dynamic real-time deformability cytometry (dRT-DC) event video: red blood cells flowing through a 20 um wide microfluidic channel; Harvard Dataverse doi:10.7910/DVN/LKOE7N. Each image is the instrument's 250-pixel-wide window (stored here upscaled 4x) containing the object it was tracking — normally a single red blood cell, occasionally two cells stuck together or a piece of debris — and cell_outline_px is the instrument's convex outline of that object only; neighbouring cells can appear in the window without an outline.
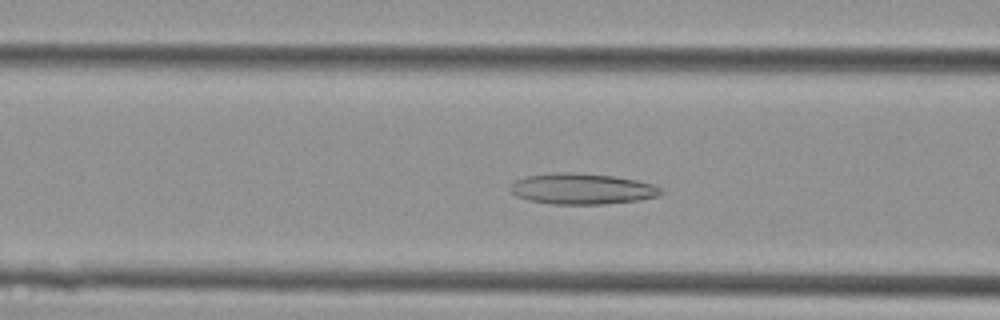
{"species": "Egyptian fruit bat (a non-hibernating species)", "species_latin": "Rousettus aegyptiacus", "temperature_condition": "cold", "stored_images_in_passage": 39, "camera_frame_rate_fps": 3000, "um_per_image_px": 0.085, "animal": {"sex": "female"}, "frame": {"image": 1, "passage_image": 13, "time_ms": 4.0, "image_size_px": [1000, 320], "cell_outline_px": [[664, 192], [660, 196], [640, 200], [604, 204], [552, 204], [528, 200], [516, 196], [508, 188], [516, 180], [524, 176], [556, 172], [572, 172], [612, 176], [636, 180], [652, 184], [660, 188]], "centroid_in_image_um": [49.46, 16.05], "position_along_channel_um": 117.1, "area_um2": 27.22}}
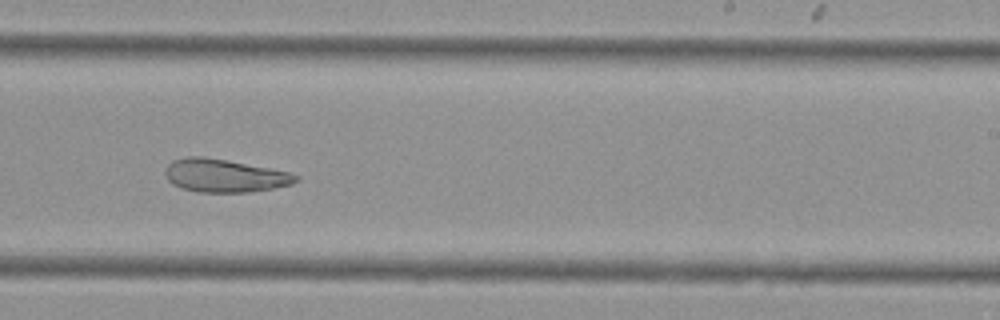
{"frame": {"image": 2, "passage_image": 23, "time_ms": 7.333, "image_size_px": [1000, 320], "cell_outline_px": [[300, 180], [292, 184], [272, 188], [248, 192], [196, 192], [172, 184], [168, 180], [164, 172], [168, 164], [172, 160], [188, 156], [204, 156], [228, 160], [288, 172], [300, 176]], "centroid_in_image_um": [19.07, 14.92], "position_along_channel_um": 269.9, "area_um2": 25.14}}
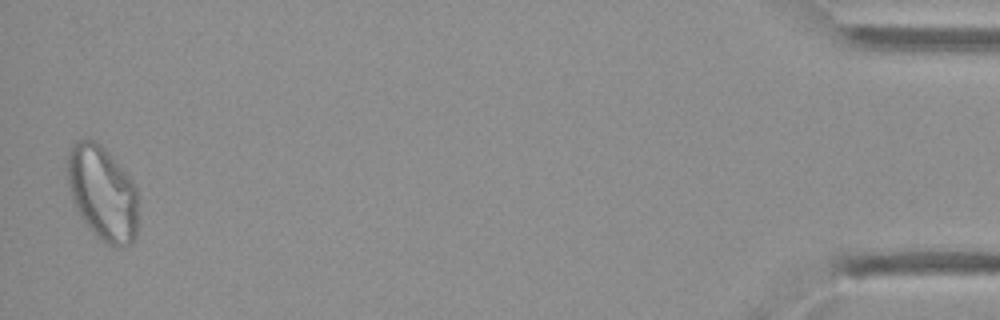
{"frame": {"image": 3, "passage_image": 39, "time_ms": 12.667, "image_size_px": [1000, 320], "cell_outline_px": [[140, 200], [136, 236], [124, 248], [116, 248], [100, 240], [96, 236], [80, 216], [72, 200], [68, 184], [68, 152], [72, 144], [80, 140], [96, 140], [108, 152], [136, 184]], "centroid_in_image_um": [8.76, 16.45], "position_along_channel_um": 426.4, "area_um2": 39.54}}